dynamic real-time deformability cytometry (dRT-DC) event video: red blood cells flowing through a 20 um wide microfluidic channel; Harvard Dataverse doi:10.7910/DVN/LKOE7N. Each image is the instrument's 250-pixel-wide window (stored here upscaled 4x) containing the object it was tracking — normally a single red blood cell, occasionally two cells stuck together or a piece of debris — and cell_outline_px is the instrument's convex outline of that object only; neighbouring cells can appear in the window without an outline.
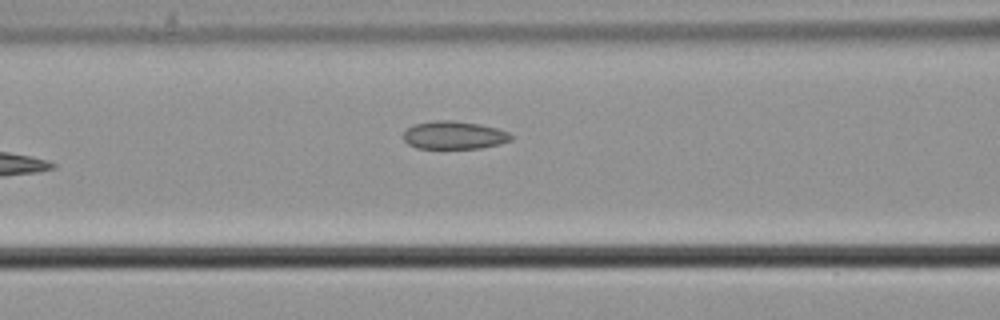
{"species": "common noctule bat (a hibernating species)", "species_latin": "Nyctalus noctula", "temperature_condition": "cold", "stored_images_in_passage": 8, "camera_frame_rate_fps": 3000, "um_per_image_px": 0.085, "animal": {"sex": "male", "body_mass_g": 21.5, "forearm_length_mm": 52.0}, "frame": {"image": 1, "passage_image": 8, "time_ms": 2.333, "image_size_px": [1000, 320], "cell_outline_px": [[512, 140], [500, 144], [480, 148], [416, 148], [408, 144], [404, 140], [404, 132], [412, 124], [436, 120], [452, 120], [480, 124], [496, 128], [508, 132], [512, 136]], "centroid_in_image_um": [38.59, 11.48], "position_along_channel_um": 128.0, "area_um2": 17.57}}